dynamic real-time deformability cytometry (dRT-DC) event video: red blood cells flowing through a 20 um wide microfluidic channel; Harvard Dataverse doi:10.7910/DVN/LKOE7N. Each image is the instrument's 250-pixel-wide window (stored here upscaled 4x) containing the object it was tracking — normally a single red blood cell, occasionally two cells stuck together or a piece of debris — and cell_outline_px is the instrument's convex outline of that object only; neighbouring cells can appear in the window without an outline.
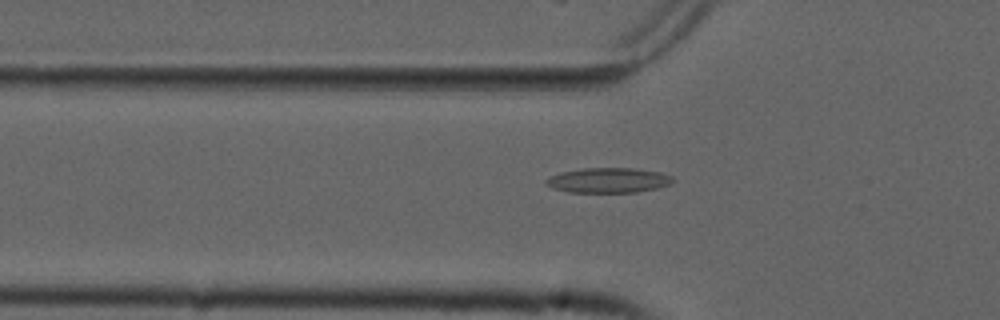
{"species": "common noctule bat (a hibernating species)", "species_latin": "Nyctalus noctula", "temperature_condition": "cold", "stored_images_in_passage": 42, "camera_frame_rate_fps": 3000, "um_per_image_px": 0.085, "animal": {"sex": "male", "forearm_length_mm": 52.5}, "frame": {"image": 1, "passage_image": 6, "time_ms": 1.667, "image_size_px": [1000, 320], "cell_outline_px": [[676, 180], [672, 184], [656, 188], [636, 192], [568, 192], [552, 188], [544, 184], [544, 180], [560, 172], [584, 168], [632, 168], [660, 172], [672, 176]], "centroid_in_image_um": [51.72, 15.32], "position_along_channel_um": 74.1, "area_um2": 18.55}}
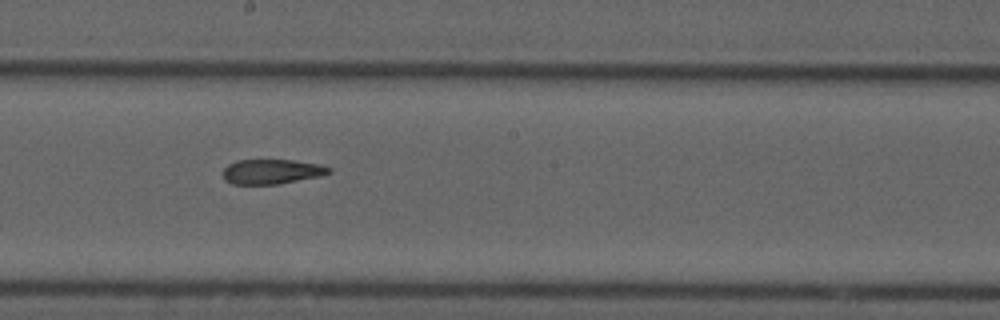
{"frame": {"image": 2, "passage_image": 18, "time_ms": 5.667, "image_size_px": [1000, 320], "cell_outline_px": [[332, 172], [320, 176], [280, 184], [232, 184], [224, 180], [224, 168], [228, 164], [236, 160], [292, 160], [320, 164], [332, 168]], "centroid_in_image_um": [23.11, 14.59], "position_along_channel_um": 225.1, "area_um2": 15.37}}
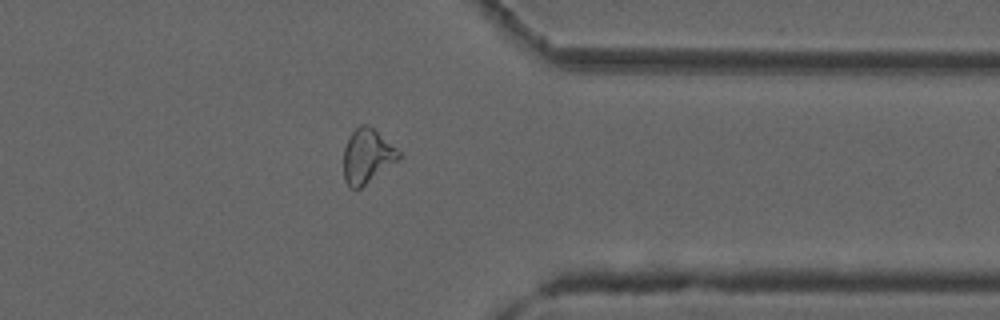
{"frame": {"image": 3, "passage_image": 31, "time_ms": 10.0, "image_size_px": [1000, 320], "cell_outline_px": [[400, 156], [396, 160], [360, 188], [348, 188], [344, 180], [344, 148], [352, 132], [360, 124], [368, 124], [396, 148], [400, 152]], "centroid_in_image_um": [31.16, 13.26], "position_along_channel_um": 380.2, "area_um2": 16.94}, "authors_computed_cell_mechanics": {"area_um2": 16.9065, "velocity_mm_per_s": 3.7652, "shape_relaxation_time_tau1_ms": null, "shape_relaxation_time_tau2_ms": 4.2155, "deformation_change_tau1": null, "deformation_change_tau2": 0.1186}}